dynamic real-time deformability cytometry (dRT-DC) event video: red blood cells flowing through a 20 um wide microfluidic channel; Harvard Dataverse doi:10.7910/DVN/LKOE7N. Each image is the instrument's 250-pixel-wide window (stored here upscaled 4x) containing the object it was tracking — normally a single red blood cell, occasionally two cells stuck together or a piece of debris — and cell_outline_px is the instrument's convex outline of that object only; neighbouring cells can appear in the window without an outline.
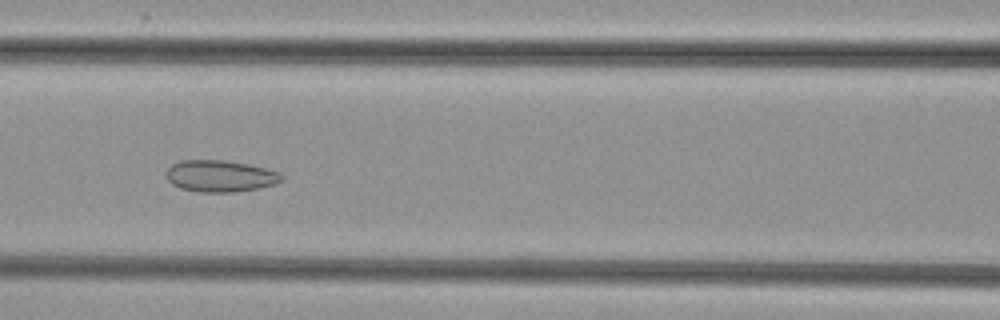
{"species": "common noctule bat (a hibernating species)", "species_latin": "Nyctalus noctula", "temperature_condition": "cold", "stored_images_in_passage": 47, "camera_frame_rate_fps": 3000, "um_per_image_px": 0.085, "animal": {"sex": "female", "body_mass_g": 29.2, "forearm_length_mm": 56.3}, "frame": {"image": 1, "passage_image": 18, "time_ms": 5.667, "image_size_px": [1000, 320], "cell_outline_px": [[284, 180], [276, 184], [256, 188], [232, 192], [200, 192], [180, 188], [172, 184], [164, 176], [168, 168], [172, 164], [180, 160], [224, 160], [248, 164], [280, 172], [284, 176]], "centroid_in_image_um": [18.71, 14.96], "position_along_channel_um": 147.9, "area_um2": 21.39}}
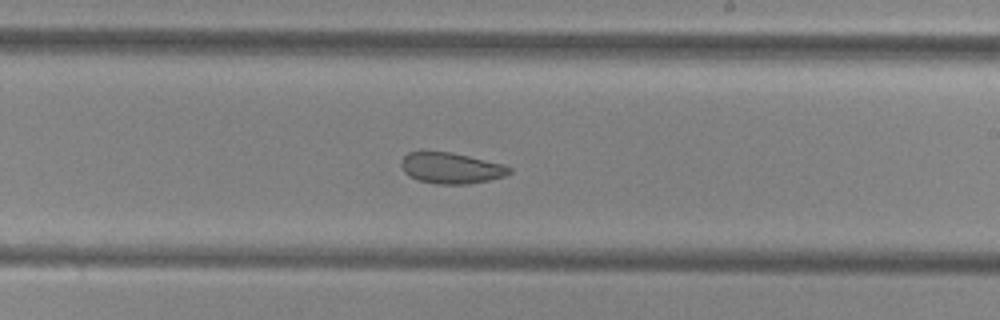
{"frame": {"image": 2, "passage_image": 26, "time_ms": 8.333, "image_size_px": [1000, 320], "cell_outline_px": [[512, 172], [504, 176], [488, 180], [468, 184], [436, 184], [420, 180], [408, 176], [404, 172], [400, 164], [400, 160], [408, 152], [448, 152], [468, 156], [504, 164], [512, 168]], "centroid_in_image_um": [38.33, 14.29], "position_along_channel_um": 250.7, "area_um2": 19.42}}
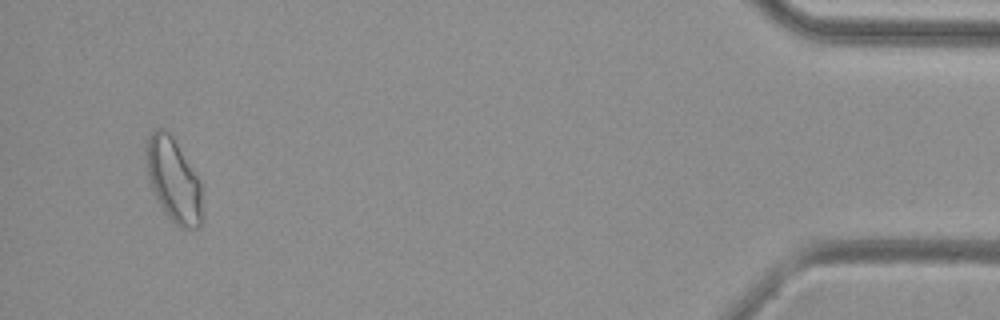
{"frame": {"image": 3, "passage_image": 45, "time_ms": 14.667, "image_size_px": [1000, 320], "cell_outline_px": [[200, 228], [180, 228], [168, 216], [160, 204], [148, 180], [148, 136], [156, 128], [164, 128], [172, 136], [200, 176]], "centroid_in_image_um": [14.78, 15.28], "position_along_channel_um": 420.4, "area_um2": 26.76}}